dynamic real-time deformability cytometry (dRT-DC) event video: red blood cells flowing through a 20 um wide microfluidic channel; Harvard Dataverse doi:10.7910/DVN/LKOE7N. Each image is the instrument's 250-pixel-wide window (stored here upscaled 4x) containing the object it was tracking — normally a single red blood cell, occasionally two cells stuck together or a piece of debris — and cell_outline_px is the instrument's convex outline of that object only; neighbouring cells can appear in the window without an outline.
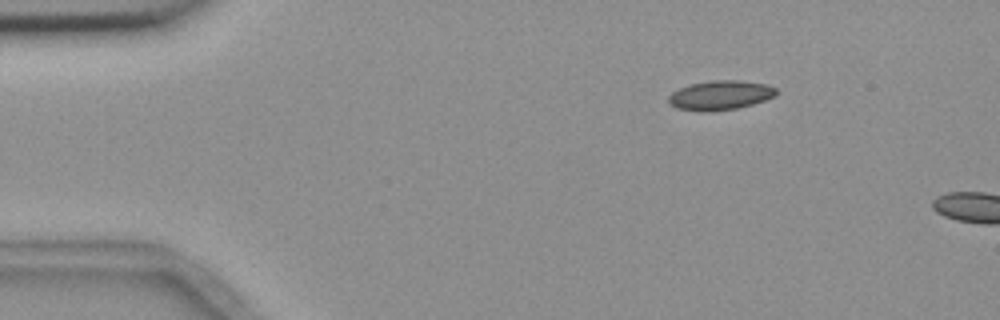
{"species": "common noctule bat (a hibernating species)", "species_latin": "Nyctalus noctula", "temperature_condition": "room temperature", "stored_images_in_passage": 3, "camera_frame_rate_fps": 3000, "um_per_image_px": 0.085, "animal": {"sex": "female", "body_mass_g": 18.4}, "frame": {"image": 1, "passage_image": 1, "time_ms": 0.0, "image_size_px": [1000, 320], "cell_outline_px": [[776, 92], [772, 96], [764, 100], [752, 104], [736, 108], [704, 112], [676, 108], [668, 104], [668, 96], [672, 92], [680, 88], [692, 84], [712, 80], [740, 80], [768, 84], [776, 88]], "centroid_in_image_um": [61.19, 8.09], "position_along_channel_um": 23.8, "area_um2": 18.32}}